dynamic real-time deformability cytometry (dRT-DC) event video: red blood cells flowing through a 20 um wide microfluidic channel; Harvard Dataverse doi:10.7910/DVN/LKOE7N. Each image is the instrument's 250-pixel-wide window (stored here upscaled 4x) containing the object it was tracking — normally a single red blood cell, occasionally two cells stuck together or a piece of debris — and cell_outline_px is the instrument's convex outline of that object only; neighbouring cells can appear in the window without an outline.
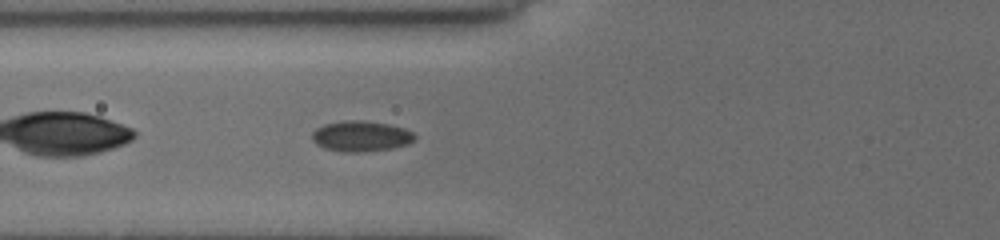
{"species": "common noctule bat (a hibernating species)", "species_latin": "Nyctalus noctula", "temperature_condition": "cold", "stored_images_in_passage": 36, "camera_frame_rate_fps": 3000, "um_per_image_px": 0.085, "animal": {"sex": "female", "body_mass_g": 19.5, "forearm_length_mm": 54.1}, "frame": {"image": 1, "passage_image": 5, "time_ms": 1.333, "image_size_px": [1000, 240], "cell_outline_px": [[416, 140], [408, 144], [392, 148], [368, 152], [340, 152], [324, 148], [316, 144], [312, 140], [312, 132], [316, 128], [324, 124], [344, 120], [360, 120], [388, 124], [404, 128], [412, 132], [416, 136]], "centroid_in_image_um": [30.68, 11.58], "position_along_channel_um": 95.1, "area_um2": 18.55}}
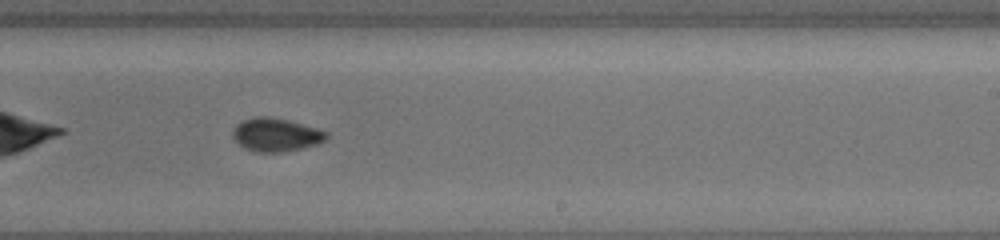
{"frame": {"image": 2, "passage_image": 18, "time_ms": 5.667, "image_size_px": [1000, 240], "cell_outline_px": [[328, 136], [324, 140], [316, 144], [300, 148], [280, 152], [256, 152], [244, 148], [232, 136], [232, 132], [236, 124], [240, 120], [252, 116], [268, 116], [288, 120], [316, 128], [328, 132]], "centroid_in_image_um": [23.41, 11.43], "position_along_channel_um": 265.6, "area_um2": 18.15}}
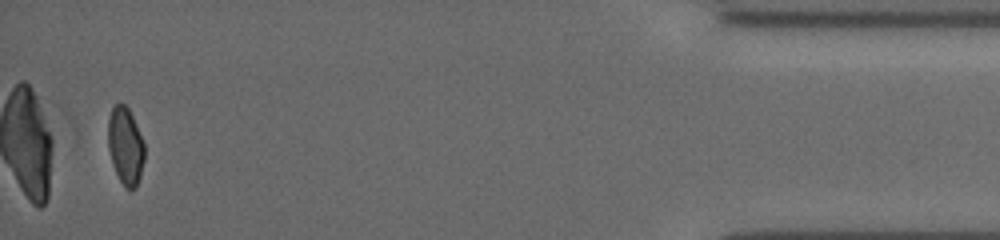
{"frame": {"image": 3, "passage_image": 35, "time_ms": 11.333, "image_size_px": [1000, 240], "cell_outline_px": [[144, 160], [140, 176], [136, 188], [124, 188], [112, 164], [108, 148], [108, 120], [112, 108], [116, 104], [124, 104], [128, 108], [132, 116], [144, 144]], "centroid_in_image_um": [10.65, 12.42], "position_along_channel_um": 424.5, "area_um2": 16.24}, "authors_computed_cell_mechanics": {"area_um2": 17.629, "velocity_mm_per_s": 3.9319, "shape_relaxation_time_tau1_ms": 7.4708, "shape_relaxation_time_tau2_ms": 1.4668, "deformation_change_tau1": 0.1069, "deformation_change_tau2": 0.0375}}